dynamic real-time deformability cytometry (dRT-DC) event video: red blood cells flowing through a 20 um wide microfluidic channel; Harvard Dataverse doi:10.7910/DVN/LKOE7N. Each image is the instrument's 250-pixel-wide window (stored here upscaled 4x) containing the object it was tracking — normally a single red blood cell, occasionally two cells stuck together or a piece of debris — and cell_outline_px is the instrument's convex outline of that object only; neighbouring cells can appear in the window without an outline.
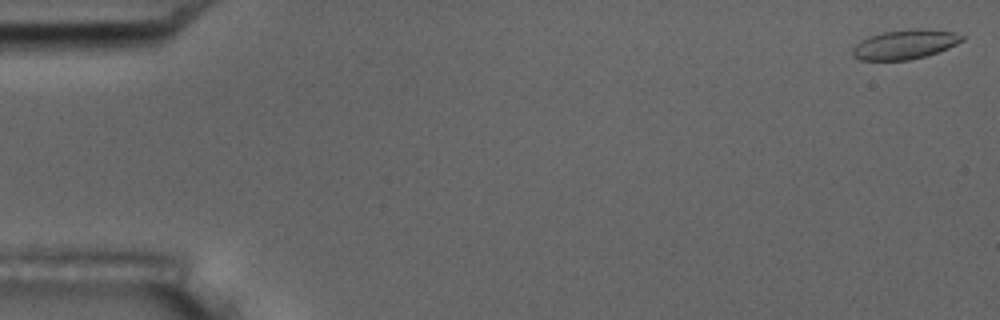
{"species": "common noctule bat (a hibernating species)", "species_latin": "Nyctalus noctula", "temperature_condition": "room temperature", "stored_images_in_passage": 6, "camera_frame_rate_fps": 3000, "um_per_image_px": 0.085, "animal": {"sex": "male", "body_mass_g": 17.5, "forearm_length_mm": 52.3}, "frame": {"image": 1, "passage_image": 1, "time_ms": 0.0, "image_size_px": [1000, 320], "cell_outline_px": [[964, 40], [948, 48], [924, 56], [908, 60], [860, 60], [852, 56], [852, 48], [860, 40], [868, 36], [884, 32], [908, 28], [924, 28], [956, 32], [964, 36]], "centroid_in_image_um": [76.91, 3.75], "position_along_channel_um": 8.1, "area_um2": 18.96}}
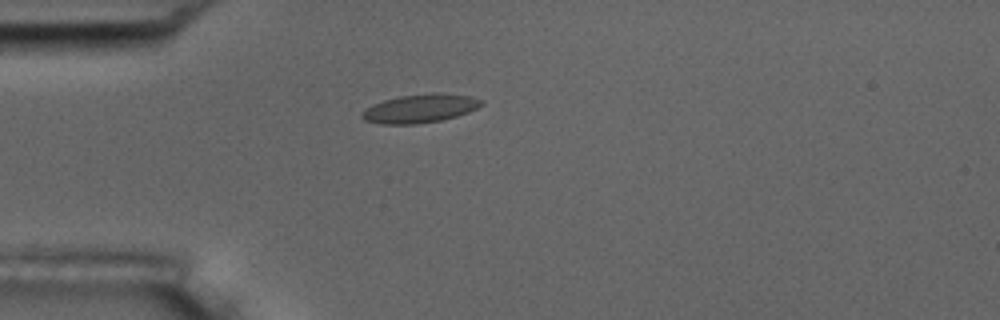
{"frame": {"image": 2, "passage_image": 5, "time_ms": 4.667, "image_size_px": [1000, 320], "cell_outline_px": [[484, 104], [468, 112], [456, 116], [440, 120], [416, 124], [380, 124], [364, 120], [360, 116], [360, 112], [364, 108], [372, 104], [384, 100], [400, 96], [432, 92], [440, 92], [472, 96], [484, 100]], "centroid_in_image_um": [35.69, 9.21], "position_along_channel_um": 49.3, "area_um2": 20.17}}